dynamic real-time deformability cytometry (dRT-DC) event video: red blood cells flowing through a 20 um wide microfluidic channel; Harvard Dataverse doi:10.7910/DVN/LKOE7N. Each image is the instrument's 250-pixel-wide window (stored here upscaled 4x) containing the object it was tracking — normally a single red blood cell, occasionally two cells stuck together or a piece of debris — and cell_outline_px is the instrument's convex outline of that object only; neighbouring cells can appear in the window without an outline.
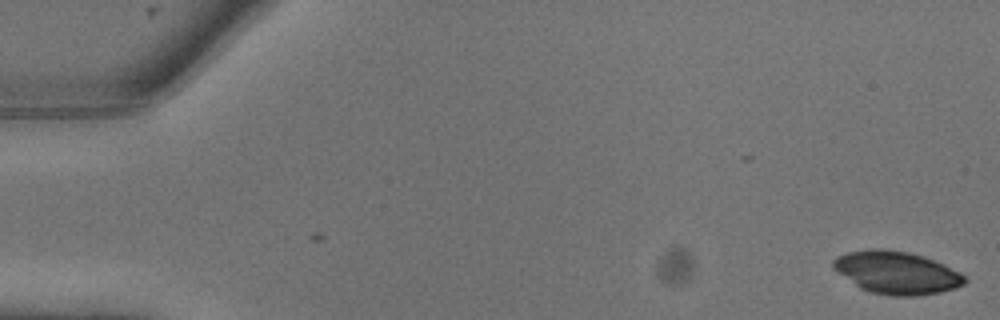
{"species": "common noctule bat (a hibernating species)", "species_latin": "Nyctalus noctula", "temperature_condition": "warm", "stored_images_in_passage": 2, "camera_frame_rate_fps": 3000, "um_per_image_px": 0.085, "animal": {"sex": "male", "body_mass_g": 13.3}, "frame": {"image": 1, "passage_image": 2, "time_ms": 0.333, "image_size_px": [1000, 320], "cell_outline_px": [[968, 280], [964, 284], [956, 288], [940, 292], [916, 296], [892, 296], [872, 292], [860, 288], [836, 272], [832, 268], [832, 260], [836, 256], [848, 252], [868, 248], [880, 248], [908, 252], [924, 256], [944, 264], [968, 276]], "centroid_in_image_um": [76.22, 23.17], "position_along_channel_um": 8.8, "area_um2": 33.06}}